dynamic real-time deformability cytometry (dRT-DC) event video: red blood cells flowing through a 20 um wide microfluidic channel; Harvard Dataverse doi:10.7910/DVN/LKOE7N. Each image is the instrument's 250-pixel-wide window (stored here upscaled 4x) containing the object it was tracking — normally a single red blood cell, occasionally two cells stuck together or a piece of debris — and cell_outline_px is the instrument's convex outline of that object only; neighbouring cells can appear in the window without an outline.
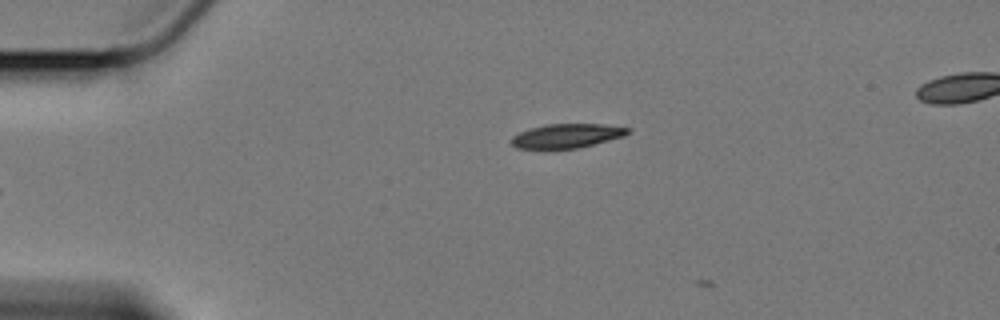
{"species": "Egyptian fruit bat (a non-hibernating species)", "species_latin": "Rousettus aegyptiacus", "temperature_condition": "cold", "stored_images_in_passage": 4, "camera_frame_rate_fps": 3000, "um_per_image_px": 0.085, "animal": {"sex": "female"}, "frame": {"image": 1, "passage_image": 3, "time_ms": 0.667, "image_size_px": [1000, 320], "cell_outline_px": [[632, 132], [624, 136], [580, 148], [552, 152], [544, 152], [516, 148], [512, 144], [512, 136], [520, 132], [544, 124], [604, 124], [632, 128]], "centroid_in_image_um": [48.15, 11.6], "position_along_channel_um": 36.8, "area_um2": 17.4}}